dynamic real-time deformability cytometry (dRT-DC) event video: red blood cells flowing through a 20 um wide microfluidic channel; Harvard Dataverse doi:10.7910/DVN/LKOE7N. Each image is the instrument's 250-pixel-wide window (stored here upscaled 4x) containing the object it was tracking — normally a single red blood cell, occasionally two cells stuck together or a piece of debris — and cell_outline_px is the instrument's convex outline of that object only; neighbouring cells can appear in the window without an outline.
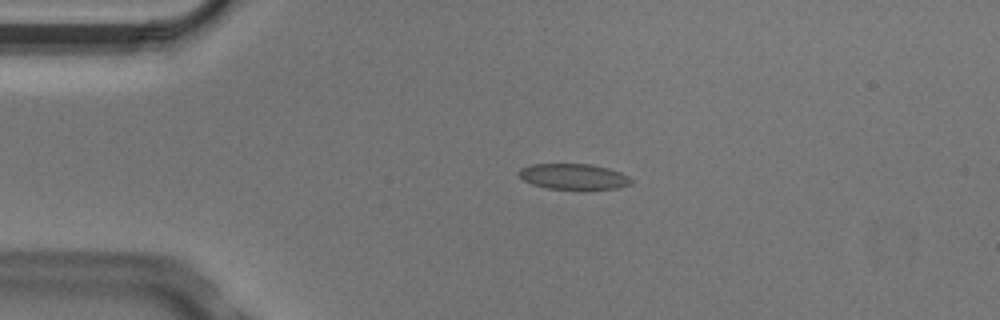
{"species": "Egyptian fruit bat (a non-hibernating species)", "species_latin": "Rousettus aegyptiacus", "temperature_condition": "cold", "stored_images_in_passage": 4, "camera_frame_rate_fps": 3000, "um_per_image_px": 0.085, "animal": {"sex": "male"}, "frame": {"image": 1, "passage_image": 3, "time_ms": 0.667, "image_size_px": [1000, 320], "cell_outline_px": [[632, 184], [620, 188], [548, 188], [532, 184], [524, 180], [520, 176], [520, 168], [532, 164], [592, 164], [608, 168], [620, 172], [628, 176], [632, 180]], "centroid_in_image_um": [48.78, 14.99], "position_along_channel_um": 36.2, "area_um2": 16.47}}